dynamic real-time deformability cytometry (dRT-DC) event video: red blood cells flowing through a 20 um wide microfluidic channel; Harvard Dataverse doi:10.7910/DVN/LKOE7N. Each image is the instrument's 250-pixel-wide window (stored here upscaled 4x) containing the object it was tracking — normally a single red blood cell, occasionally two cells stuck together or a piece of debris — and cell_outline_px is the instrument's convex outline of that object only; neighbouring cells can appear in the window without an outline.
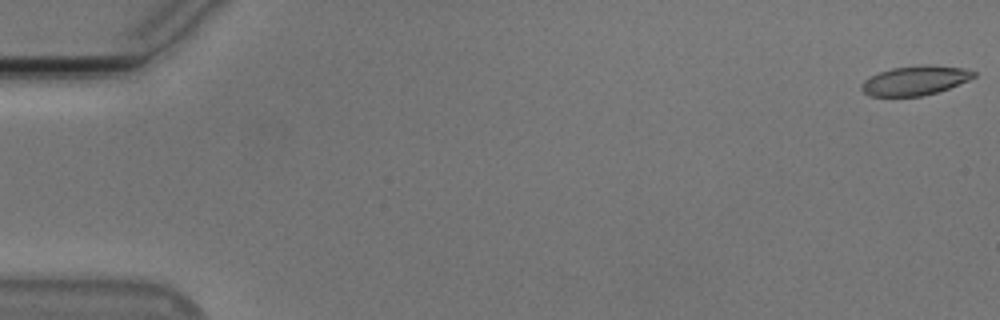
{"species": "Egyptian fruit bat (a non-hibernating species)", "species_latin": "Rousettus aegyptiacus", "temperature_condition": "cold", "stored_images_in_passage": 28, "camera_frame_rate_fps": 3000, "um_per_image_px": 0.085, "animal": {"sex": "male"}, "frame": {"image": 1, "passage_image": 1, "time_ms": 0.0, "image_size_px": [1000, 320], "cell_outline_px": [[976, 76], [968, 80], [948, 88], [936, 92], [920, 96], [868, 96], [860, 88], [860, 84], [864, 80], [880, 72], [892, 68], [964, 68], [976, 72]], "centroid_in_image_um": [77.71, 6.91], "position_along_channel_um": 7.3, "area_um2": 18.03}}
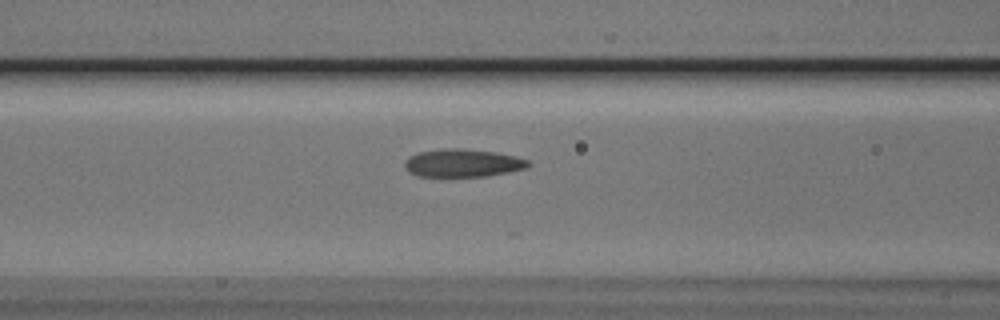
{"frame": {"image": 2, "passage_image": 23, "time_ms": 7.333, "image_size_px": [1000, 320], "cell_outline_px": [[532, 164], [524, 168], [508, 172], [488, 176], [448, 180], [420, 176], [408, 172], [404, 164], [404, 160], [408, 156], [420, 152], [452, 148], [460, 148], [496, 152], [516, 156], [528, 160]], "centroid_in_image_um": [39.29, 13.91], "position_along_channel_um": 127.3, "area_um2": 20.98}}
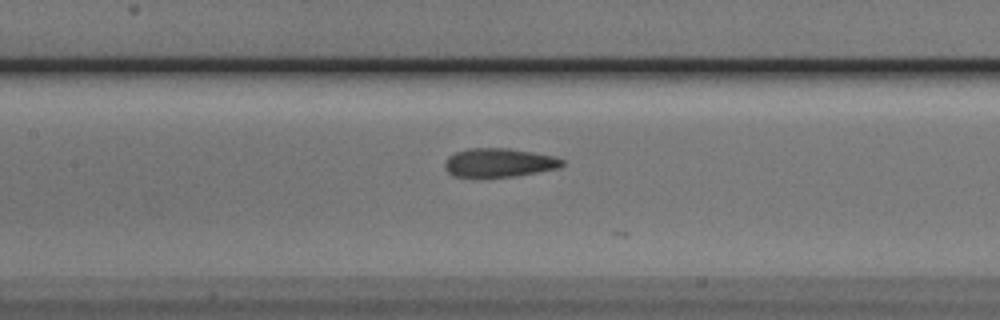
{"frame": {"image": 3, "passage_image": 26, "time_ms": 8.333, "image_size_px": [1000, 320], "cell_outline_px": [[564, 164], [560, 168], [516, 176], [452, 176], [444, 168], [444, 160], [448, 156], [456, 152], [468, 148], [508, 148], [556, 156], [564, 160]], "centroid_in_image_um": [42.43, 13.81], "position_along_channel_um": 165.0, "area_um2": 19.71}}